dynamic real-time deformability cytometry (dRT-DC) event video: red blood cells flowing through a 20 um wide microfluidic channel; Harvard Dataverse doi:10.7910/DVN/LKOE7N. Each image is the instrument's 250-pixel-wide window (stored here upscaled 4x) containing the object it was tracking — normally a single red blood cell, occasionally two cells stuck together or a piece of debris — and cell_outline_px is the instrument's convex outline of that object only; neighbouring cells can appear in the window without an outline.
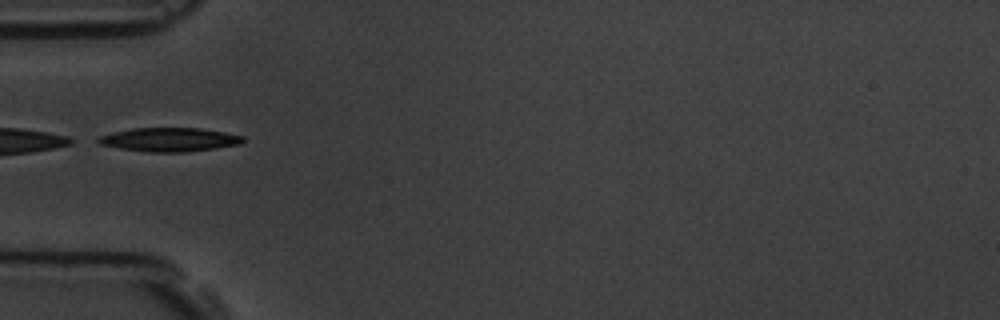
{"species": "common noctule bat (a hibernating species)", "species_latin": "Nyctalus noctula", "temperature_condition": "room temperature", "stored_images_in_passage": 2, "camera_frame_rate_fps": 3000, "um_per_image_px": 0.085, "animal": {"sex": "male", "body_mass_g": 19.5, "forearm_length_mm": 54.6}, "frame": {"image": 1, "passage_image": 2, "time_ms": 1.0, "image_size_px": [1000, 320], "cell_outline_px": [[244, 140], [240, 144], [216, 148], [188, 152], [148, 152], [120, 148], [100, 144], [96, 140], [100, 136], [112, 132], [132, 128], [200, 128], [224, 132], [244, 136]], "centroid_in_image_um": [14.41, 11.86], "position_along_channel_um": 70.6, "area_um2": 20.06}}